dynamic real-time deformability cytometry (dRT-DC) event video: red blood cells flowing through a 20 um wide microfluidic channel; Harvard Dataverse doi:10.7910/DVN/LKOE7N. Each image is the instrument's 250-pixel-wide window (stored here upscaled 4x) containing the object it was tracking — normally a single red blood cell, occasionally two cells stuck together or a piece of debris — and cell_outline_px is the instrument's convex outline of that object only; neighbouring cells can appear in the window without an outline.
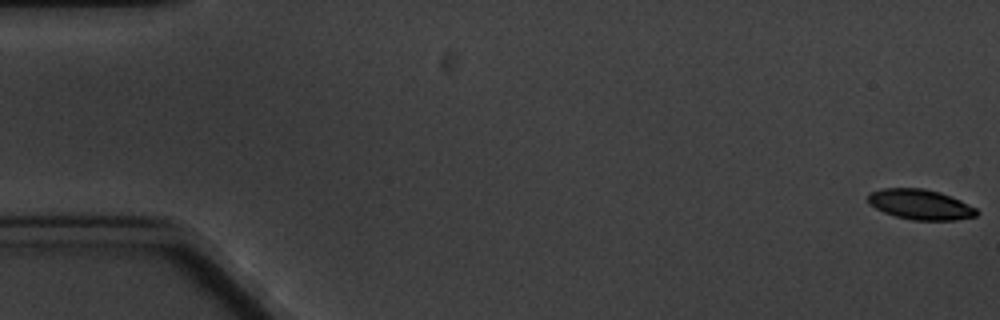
{"species": "common noctule bat (a hibernating species)", "species_latin": "Nyctalus noctula", "temperature_condition": "cold", "stored_images_in_passage": 7, "camera_frame_rate_fps": 3000, "um_per_image_px": 0.085, "animal": {"sex": "male", "body_mass_g": 20.1, "forearm_length_mm": 53.5}, "frame": {"image": 1, "passage_image": 1, "time_ms": 0.0, "image_size_px": [1000, 320], "cell_outline_px": [[980, 212], [976, 216], [956, 220], [912, 220], [896, 216], [884, 212], [868, 204], [868, 192], [884, 188], [924, 188], [940, 192], [960, 200], [976, 208]], "centroid_in_image_um": [78.22, 17.37], "position_along_channel_um": 6.8, "area_um2": 19.19}}
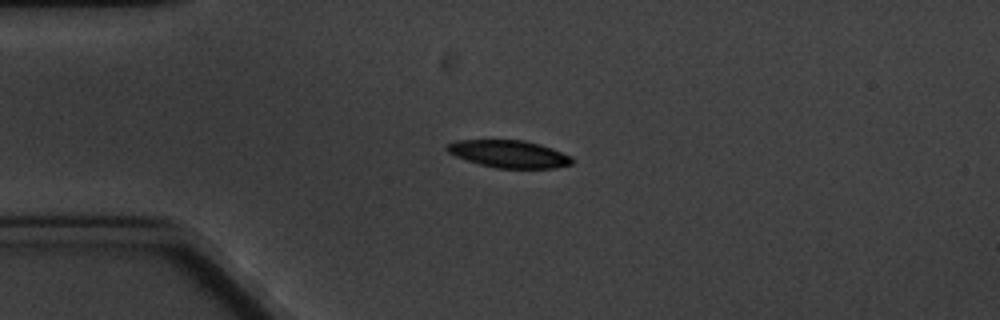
{"frame": {"image": 2, "passage_image": 5, "time_ms": 4.667, "image_size_px": [1000, 320], "cell_outline_px": [[572, 164], [556, 168], [496, 168], [480, 164], [456, 156], [448, 152], [444, 148], [444, 144], [456, 140], [524, 140], [540, 144], [552, 148], [572, 156]], "centroid_in_image_um": [43.25, 13.08], "position_along_channel_um": 41.8, "area_um2": 20.06}}